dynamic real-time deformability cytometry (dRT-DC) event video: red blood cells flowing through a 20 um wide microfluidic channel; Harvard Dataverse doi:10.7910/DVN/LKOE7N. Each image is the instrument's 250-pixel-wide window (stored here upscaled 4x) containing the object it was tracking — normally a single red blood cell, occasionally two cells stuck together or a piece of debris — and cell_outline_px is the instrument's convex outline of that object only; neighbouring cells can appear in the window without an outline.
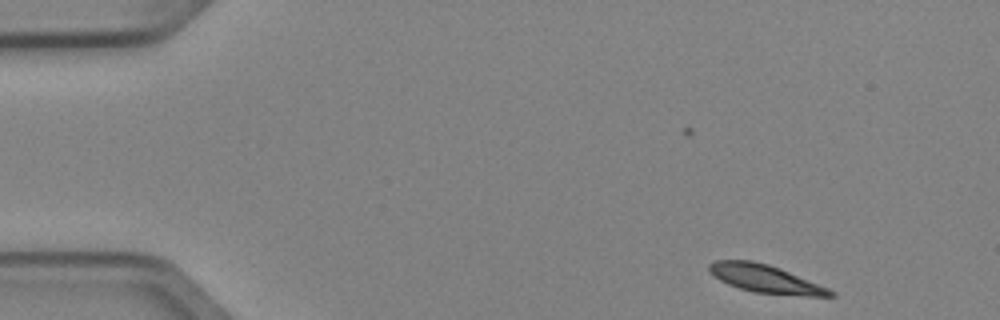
{"species": "Egyptian fruit bat (a non-hibernating species)", "species_latin": "Rousettus aegyptiacus", "temperature_condition": "cold", "stored_images_in_passage": 6, "camera_frame_rate_fps": 3000, "um_per_image_px": 0.085, "animal": {"sex": "female"}, "frame": {"image": 1, "passage_image": 1, "time_ms": 0.0, "image_size_px": [1000, 320], "cell_outline_px": [[836, 296], [804, 296], [752, 292], [728, 284], [712, 276], [708, 272], [708, 264], [716, 260], [752, 260], [768, 264], [780, 268], [828, 288], [836, 292]], "centroid_in_image_um": [65.03, 23.69], "position_along_channel_um": 20.0, "area_um2": 19.83}}
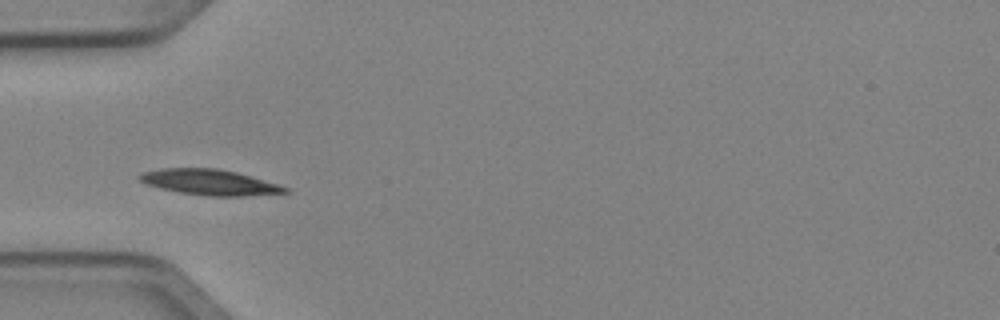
{"frame": {"image": 2, "passage_image": 4, "time_ms": 1.0, "image_size_px": [1000, 320], "cell_outline_px": [[292, 192], [244, 196], [208, 196], [180, 192], [160, 188], [144, 184], [136, 176], [140, 172], [160, 168], [216, 168], [236, 172], [252, 176], [280, 184], [288, 188]], "centroid_in_image_um": [17.81, 15.48], "position_along_channel_um": 67.2, "area_um2": 21.96}}
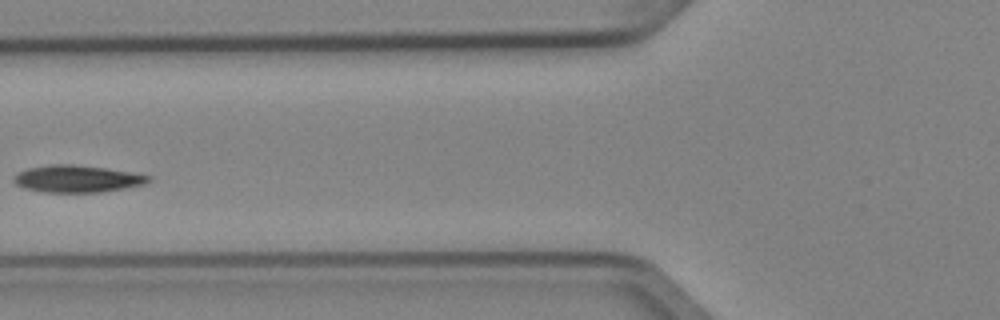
{"frame": {"image": 3, "passage_image": 5, "time_ms": 1.333, "image_size_px": [1000, 320], "cell_outline_px": [[152, 180], [144, 184], [124, 188], [100, 192], [44, 192], [24, 188], [16, 184], [12, 180], [12, 176], [16, 172], [28, 168], [52, 164], [72, 164], [104, 168], [132, 172], [152, 176]], "centroid_in_image_um": [6.53, 15.19], "position_along_channel_um": 119.3, "area_um2": 21.33}}